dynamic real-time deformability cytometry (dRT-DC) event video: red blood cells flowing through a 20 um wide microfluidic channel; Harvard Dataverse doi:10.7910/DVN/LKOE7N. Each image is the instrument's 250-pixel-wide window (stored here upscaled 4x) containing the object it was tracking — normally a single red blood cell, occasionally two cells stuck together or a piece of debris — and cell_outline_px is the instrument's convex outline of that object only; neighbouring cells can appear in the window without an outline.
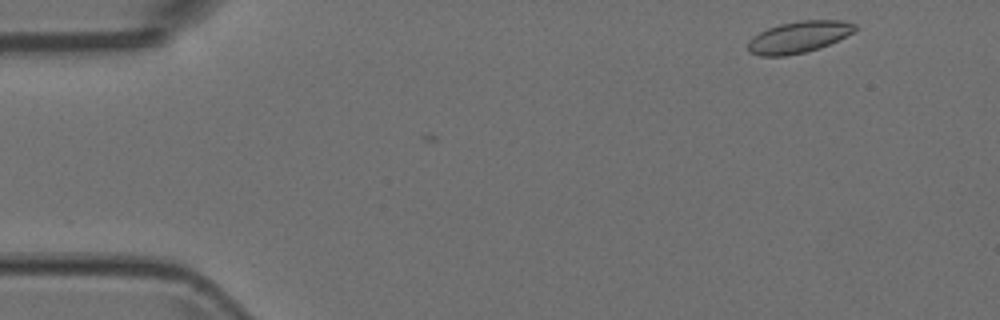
{"species": "Egyptian fruit bat (a non-hibernating species)", "species_latin": "Rousettus aegyptiacus", "temperature_condition": "room temperature", "stored_images_in_passage": 4, "camera_frame_rate_fps": 3000, "um_per_image_px": 0.085, "animal": {"sex": "female"}, "frame": {"image": 1, "passage_image": 1, "time_ms": 0.0, "image_size_px": [1000, 320], "cell_outline_px": [[856, 28], [852, 32], [828, 44], [804, 52], [784, 56], [760, 56], [748, 52], [748, 40], [752, 36], [768, 28], [780, 24], [800, 20], [840, 20], [856, 24]], "centroid_in_image_um": [67.82, 3.14], "position_along_channel_um": 17.2, "area_um2": 19.42}}
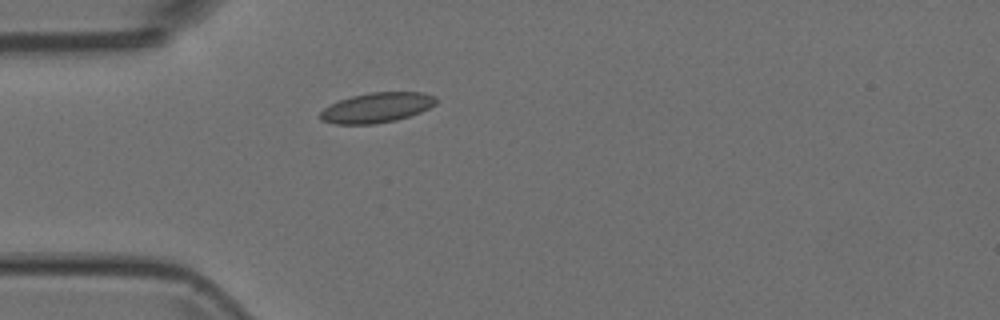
{"frame": {"image": 2, "passage_image": 4, "time_ms": 1.0, "image_size_px": [1000, 320], "cell_outline_px": [[436, 104], [420, 112], [396, 120], [376, 124], [336, 124], [320, 120], [316, 116], [324, 108], [340, 100], [352, 96], [372, 92], [424, 92], [436, 96]], "centroid_in_image_um": [32.01, 9.15], "position_along_channel_um": 53.0, "area_um2": 20.29}}